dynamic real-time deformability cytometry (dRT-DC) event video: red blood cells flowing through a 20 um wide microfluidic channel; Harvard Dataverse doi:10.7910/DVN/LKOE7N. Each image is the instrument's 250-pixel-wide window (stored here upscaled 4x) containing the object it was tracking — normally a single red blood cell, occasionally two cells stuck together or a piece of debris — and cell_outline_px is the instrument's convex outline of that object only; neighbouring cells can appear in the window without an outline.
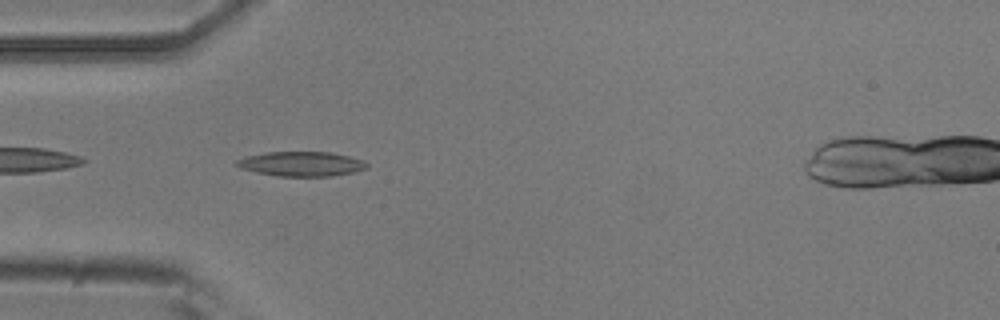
{"species": "common noctule bat (a hibernating species)", "species_latin": "Nyctalus noctula", "temperature_condition": "room temperature", "stored_images_in_passage": 3, "camera_frame_rate_fps": 3000, "um_per_image_px": 0.085, "animal": {"sex": "male", "body_mass_g": 20.5, "forearm_length_mm": 52.5}, "frame": {"image": 1, "passage_image": 2, "time_ms": 0.333, "image_size_px": [1000, 320], "cell_outline_px": [[368, 168], [352, 172], [332, 176], [276, 176], [256, 172], [240, 168], [236, 164], [236, 160], [248, 156], [264, 152], [332, 152], [364, 160], [368, 164]], "centroid_in_image_um": [25.63, 13.93], "position_along_channel_um": 59.4, "area_um2": 18.67}}